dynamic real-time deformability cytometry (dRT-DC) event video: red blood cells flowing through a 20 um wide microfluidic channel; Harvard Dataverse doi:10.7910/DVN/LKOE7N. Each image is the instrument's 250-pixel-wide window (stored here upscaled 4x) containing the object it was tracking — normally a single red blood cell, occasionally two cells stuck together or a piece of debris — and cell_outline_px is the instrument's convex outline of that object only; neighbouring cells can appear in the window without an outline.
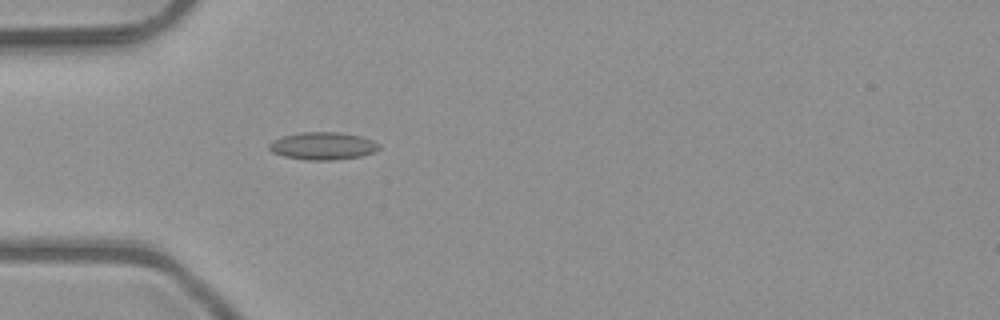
{"species": "common noctule bat (a hibernating species)", "species_latin": "Nyctalus noctula", "temperature_condition": "room temperature", "stored_images_in_passage": 5, "camera_frame_rate_fps": 3000, "um_per_image_px": 0.085, "animal": {"sex": "male", "body_mass_g": 23.1, "forearm_length_mm": 52.7}, "frame": {"image": 1, "passage_image": 5, "time_ms": 1.333, "image_size_px": [1000, 320], "cell_outline_px": [[380, 148], [376, 152], [360, 156], [332, 160], [308, 160], [284, 156], [272, 152], [268, 148], [268, 144], [272, 140], [284, 136], [300, 132], [340, 132], [360, 136], [372, 140], [380, 144]], "centroid_in_image_um": [27.45, 12.4], "position_along_channel_um": 57.6, "area_um2": 17.69}}